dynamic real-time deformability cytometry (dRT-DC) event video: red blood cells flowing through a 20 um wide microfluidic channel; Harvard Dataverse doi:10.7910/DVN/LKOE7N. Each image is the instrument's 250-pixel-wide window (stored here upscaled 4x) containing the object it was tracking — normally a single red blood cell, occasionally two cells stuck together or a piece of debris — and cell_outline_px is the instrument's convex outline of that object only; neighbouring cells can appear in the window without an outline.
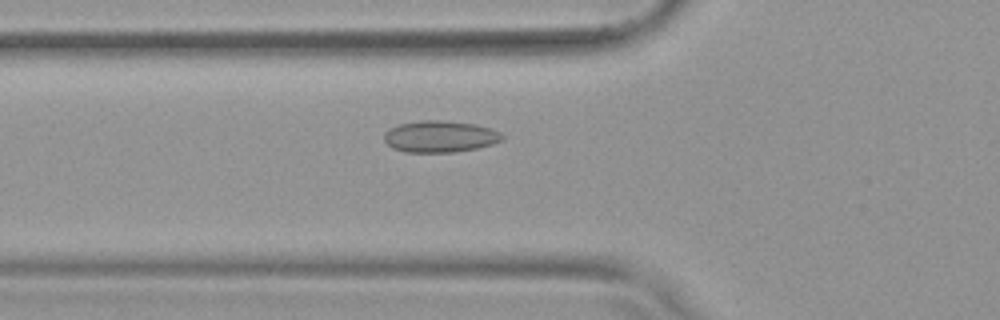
{"species": "common noctule bat (a hibernating species)", "species_latin": "Nyctalus noctula", "temperature_condition": "warm", "stored_images_in_passage": 24, "camera_frame_rate_fps": 3000, "um_per_image_px": 0.085, "animal": {"sex": "female", "body_mass_g": 19.9}, "frame": {"image": 1, "passage_image": 2, "time_ms": 0.333, "image_size_px": [1000, 320], "cell_outline_px": [[492, 140], [484, 144], [468, 148], [432, 152], [420, 152], [400, 148], [392, 144], [396, 128], [408, 124], [460, 124], [480, 128]], "centroid_in_image_um": [37.27, 11.67], "position_along_channel_um": 88.5, "area_um2": 16.13}}
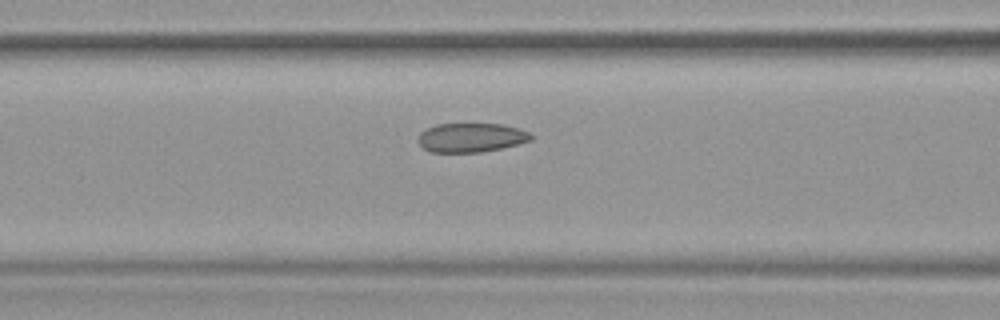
{"frame": {"image": 2, "passage_image": 5, "time_ms": 1.333, "image_size_px": [1000, 320], "cell_outline_px": [[528, 136], [524, 140], [512, 144], [496, 148], [472, 152], [436, 152], [428, 148], [420, 140], [424, 132], [432, 128], [444, 124], [492, 124], [512, 128]], "centroid_in_image_um": [39.94, 11.69], "position_along_channel_um": 126.7, "area_um2": 16.88}}
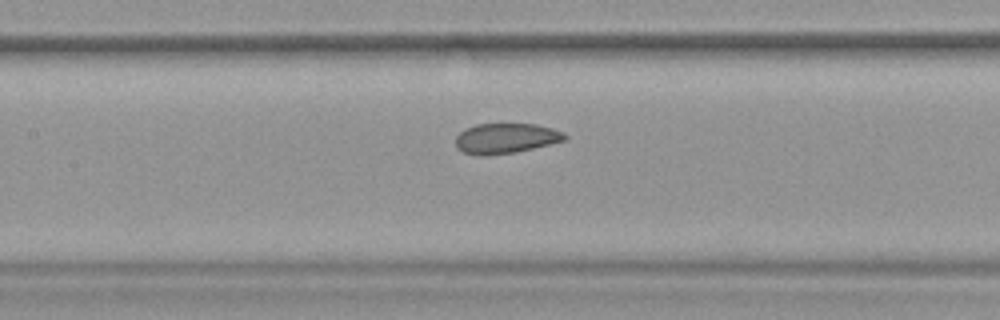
{"frame": {"image": 3, "passage_image": 8, "time_ms": 2.333, "image_size_px": [1000, 320], "cell_outline_px": [[564, 136], [560, 140], [528, 148], [508, 152], [468, 152], [460, 148], [456, 140], [464, 132], [472, 128], [484, 124], [524, 124], [544, 128], [556, 132]], "centroid_in_image_um": [42.95, 11.72], "position_along_channel_um": 164.5, "area_um2": 16.36}}